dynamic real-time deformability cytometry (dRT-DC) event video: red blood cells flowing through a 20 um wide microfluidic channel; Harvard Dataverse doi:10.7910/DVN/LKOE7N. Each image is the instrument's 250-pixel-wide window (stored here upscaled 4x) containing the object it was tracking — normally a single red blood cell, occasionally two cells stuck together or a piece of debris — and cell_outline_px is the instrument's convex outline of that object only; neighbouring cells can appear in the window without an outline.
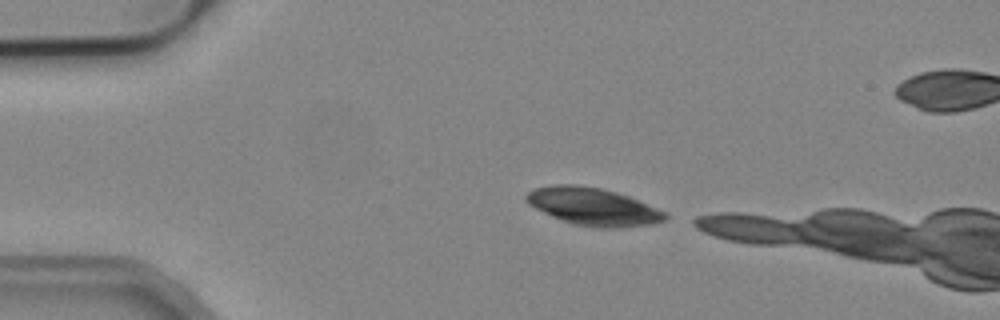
{"species": "common noctule bat (a hibernating species)", "species_latin": "Nyctalus noctula", "temperature_condition": "cold", "stored_images_in_passage": 3, "camera_frame_rate_fps": 3000, "um_per_image_px": 0.085, "animal": {"sex": "male", "body_mass_g": 19.2, "forearm_length_mm": 51.8}, "frame": {"image": 1, "passage_image": 1, "time_ms": 0.0, "image_size_px": [1000, 320], "cell_outline_px": [[668, 220], [652, 224], [612, 228], [596, 228], [576, 224], [552, 216], [528, 204], [524, 200], [524, 196], [528, 192], [536, 188], [556, 184], [572, 184], [600, 188], [616, 192], [628, 196], [656, 208], [664, 212], [668, 216]], "centroid_in_image_um": [50.41, 17.56], "position_along_channel_um": 34.6, "area_um2": 30.06}}